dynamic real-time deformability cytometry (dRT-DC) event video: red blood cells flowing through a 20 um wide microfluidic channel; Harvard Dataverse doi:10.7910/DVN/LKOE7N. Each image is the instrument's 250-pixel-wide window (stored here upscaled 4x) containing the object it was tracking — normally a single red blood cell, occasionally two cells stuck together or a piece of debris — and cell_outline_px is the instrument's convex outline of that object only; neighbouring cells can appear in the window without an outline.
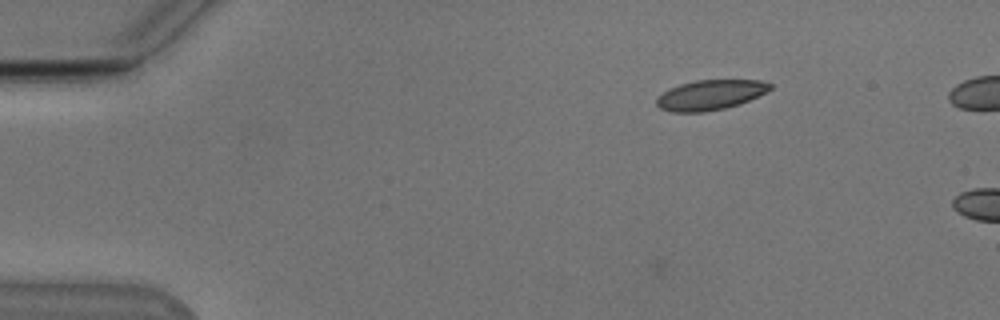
{"species": "Egyptian fruit bat (a non-hibernating species)", "species_latin": "Rousettus aegyptiacus", "temperature_condition": "cold", "stored_images_in_passage": 2, "camera_frame_rate_fps": 3000, "um_per_image_px": 0.085, "animal": {"sex": "male"}, "frame": {"image": 1, "passage_image": 2, "time_ms": 0.333, "image_size_px": [1000, 320], "cell_outline_px": [[772, 88], [740, 104], [724, 108], [704, 112], [672, 112], [660, 108], [656, 104], [656, 100], [664, 92], [680, 84], [696, 80], [760, 80], [772, 84]], "centroid_in_image_um": [60.37, 8.07], "position_along_channel_um": 24.6, "area_um2": 19.54}}